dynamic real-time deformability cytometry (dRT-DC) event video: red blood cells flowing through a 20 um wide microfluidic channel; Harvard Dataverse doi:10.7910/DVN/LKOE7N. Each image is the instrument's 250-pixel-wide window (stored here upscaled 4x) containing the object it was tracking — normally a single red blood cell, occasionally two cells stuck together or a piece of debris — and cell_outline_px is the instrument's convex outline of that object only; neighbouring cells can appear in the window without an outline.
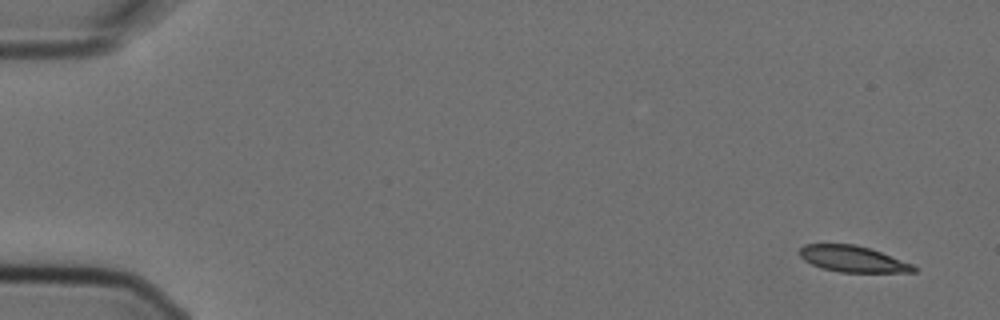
{"species": "Egyptian fruit bat (a non-hibernating species)", "species_latin": "Rousettus aegyptiacus", "temperature_condition": "cold", "stored_images_in_passage": 4, "camera_frame_rate_fps": 3000, "um_per_image_px": 0.085, "animal": {"sex": "female"}, "frame": {"image": 1, "passage_image": 1, "time_ms": 0.0, "image_size_px": [1000, 320], "cell_outline_px": [[916, 272], [840, 272], [824, 268], [812, 264], [804, 260], [800, 256], [800, 248], [804, 244], [856, 244], [880, 252], [912, 264], [916, 268]], "centroid_in_image_um": [72.47, 22.01], "position_along_channel_um": 12.5, "area_um2": 17.11}}